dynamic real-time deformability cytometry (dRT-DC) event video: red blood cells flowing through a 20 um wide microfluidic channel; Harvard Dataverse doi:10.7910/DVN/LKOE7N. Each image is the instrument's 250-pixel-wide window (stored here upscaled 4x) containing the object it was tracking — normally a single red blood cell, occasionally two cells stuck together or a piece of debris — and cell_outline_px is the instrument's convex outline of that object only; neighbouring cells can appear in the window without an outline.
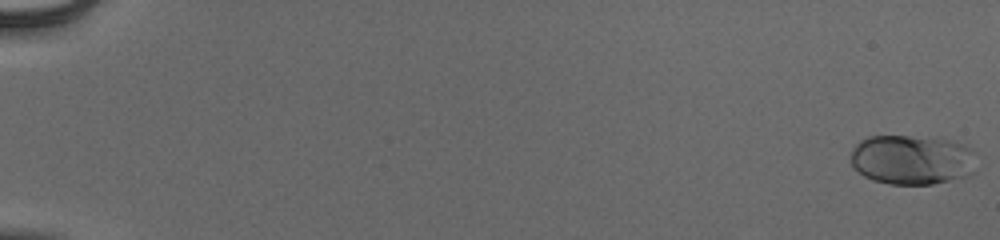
{"species": "human", "species_latin": "Homo sapiens", "temperature_condition": "cold", "stored_images_in_passage": 56, "camera_frame_rate_fps": 3000, "um_per_image_px": 0.085, "donor": {"sex": "male"}, "frame": {"image": 1, "passage_image": 1, "time_ms": 0.0, "image_size_px": [1000, 240], "cell_outline_px": [[976, 152], [972, 172], [964, 176], [932, 184], [892, 184], [876, 180], [864, 176], [852, 164], [852, 148], [860, 140], [868, 136], [936, 136], [960, 144]], "centroid_in_image_um": [77.51, 13.54], "position_along_channel_um": 7.5, "area_um2": 36.24}}
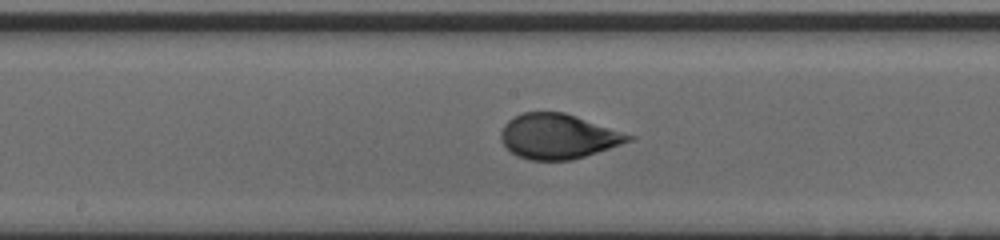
{"frame": {"image": 2, "passage_image": 32, "time_ms": 10.333, "image_size_px": [1000, 240], "cell_outline_px": [[636, 136], [632, 140], [572, 160], [528, 160], [516, 156], [504, 144], [500, 136], [500, 132], [504, 124], [508, 120], [520, 112], [564, 112]], "centroid_in_image_um": [47.41, 11.58], "position_along_channel_um": 200.8, "area_um2": 33.23}}
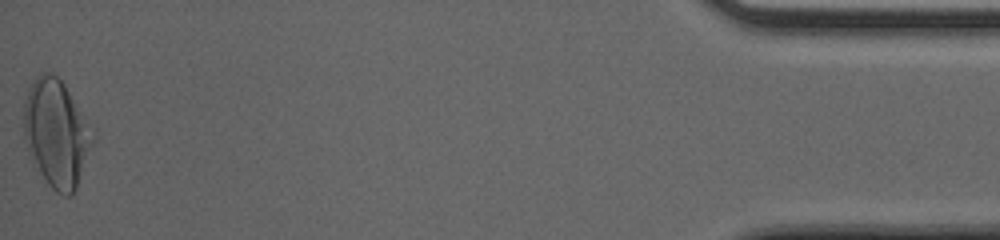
{"frame": {"image": 3, "passage_image": 56, "time_ms": 18.333, "image_size_px": [1000, 240], "cell_outline_px": [[96, 136], [76, 188], [72, 196], [64, 196], [56, 192], [48, 184], [32, 164], [24, 140], [24, 100], [28, 88], [36, 76], [40, 72], [52, 72], [64, 84]], "centroid_in_image_um": [4.77, 11.34], "position_along_channel_um": 430.4, "area_um2": 43.23}, "authors_computed_cell_mechanics": {"area_um2": 33.4662, "velocity_mm_per_s": 3.8953, "shape_relaxation_time_tau1_ms": 4.8671, "shape_relaxation_time_tau2_ms": null, "deformation_change_tau1": 0.1791, "deformation_change_tau2": null}}